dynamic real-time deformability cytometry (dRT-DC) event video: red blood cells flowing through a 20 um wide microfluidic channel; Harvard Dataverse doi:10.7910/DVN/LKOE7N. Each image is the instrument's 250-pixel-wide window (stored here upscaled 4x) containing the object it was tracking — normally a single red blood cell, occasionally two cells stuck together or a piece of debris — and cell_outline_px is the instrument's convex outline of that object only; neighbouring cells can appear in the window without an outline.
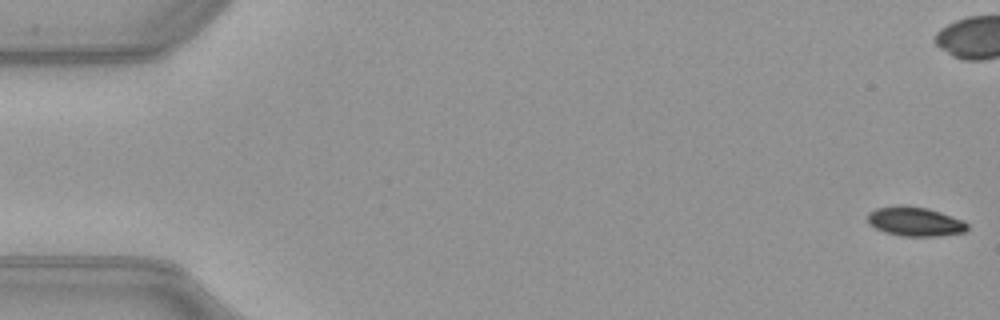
{"species": "common noctule bat (a hibernating species)", "species_latin": "Nyctalus noctula", "temperature_condition": "warm", "stored_images_in_passage": 53, "camera_frame_rate_fps": 3000, "um_per_image_px": 0.085, "animal": {"sex": "female", "body_mass_g": 21.9}, "frame": {"image": 1, "passage_image": 1, "time_ms": 0.0, "image_size_px": [1000, 320], "cell_outline_px": [[968, 228], [964, 232], [936, 236], [900, 236], [884, 232], [868, 224], [868, 212], [876, 208], [896, 204], [900, 204], [928, 208], [964, 220], [968, 224]], "centroid_in_image_um": [77.75, 18.81], "position_along_channel_um": 7.3, "area_um2": 17.22}}
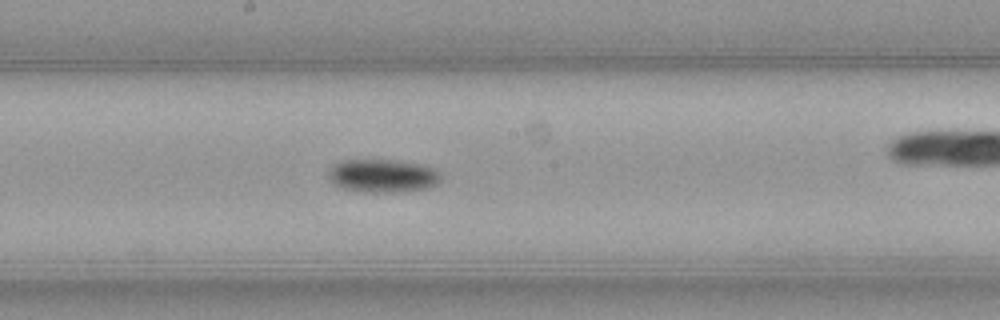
{"frame": {"image": 2, "passage_image": 28, "time_ms": 9.0, "image_size_px": [1000, 320], "cell_outline_px": [[440, 180], [436, 184], [428, 188], [396, 192], [364, 192], [344, 188], [332, 184], [328, 176], [328, 172], [336, 164], [344, 160], [396, 160], [420, 164], [436, 168], [440, 172]], "centroid_in_image_um": [32.55, 14.94], "position_along_channel_um": 215.6, "area_um2": 21.73}}
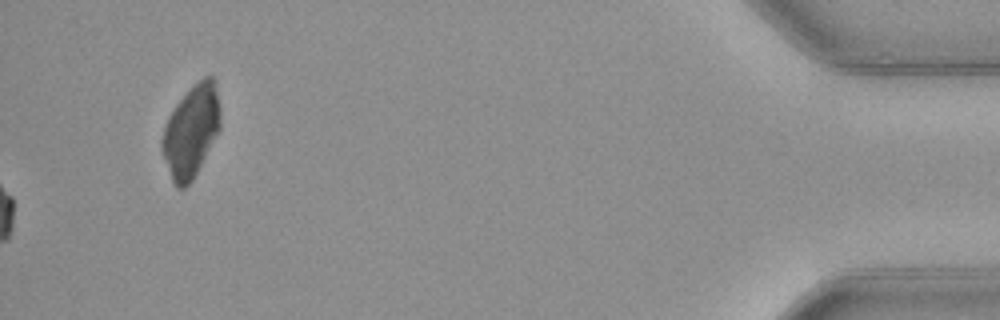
{"frame": {"image": 3, "passage_image": 53, "time_ms": 17.333, "image_size_px": [1000, 320], "cell_outline_px": [[220, 128], [192, 180], [184, 188], [176, 188], [172, 180], [160, 148], [160, 140], [164, 128], [176, 104], [204, 76], [212, 76], [216, 80], [220, 108]], "centroid_in_image_um": [16.25, 11.15], "position_along_channel_um": 419.0, "area_um2": 30.69}}